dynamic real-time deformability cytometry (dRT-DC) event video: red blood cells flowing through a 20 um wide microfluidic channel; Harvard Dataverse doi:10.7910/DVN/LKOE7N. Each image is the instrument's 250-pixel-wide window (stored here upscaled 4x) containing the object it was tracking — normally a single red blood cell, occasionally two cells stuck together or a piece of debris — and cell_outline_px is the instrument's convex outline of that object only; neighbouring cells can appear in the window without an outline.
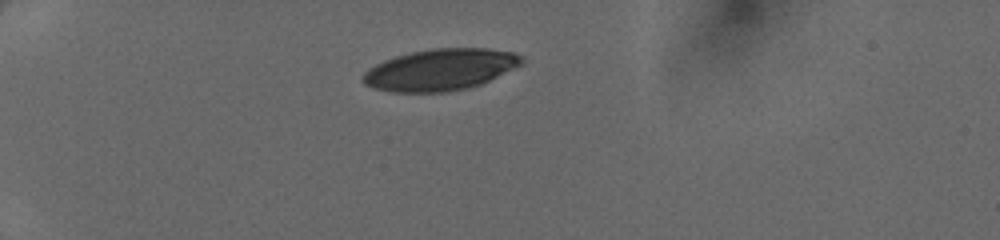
{"species": "human", "species_latin": "Homo sapiens", "temperature_condition": "cold", "stored_images_in_passage": 35, "camera_frame_rate_fps": 3000, "um_per_image_px": 0.085, "donor": {"sex": "female"}, "frame": {"image": 1, "passage_image": 1, "time_ms": 0.0, "image_size_px": [1000, 240], "cell_outline_px": [[524, 64], [480, 84], [468, 88], [448, 92], [392, 92], [376, 88], [364, 84], [360, 80], [360, 76], [368, 68], [384, 60], [396, 56], [412, 52], [432, 48], [488, 48], [512, 52], [520, 56], [524, 60]], "centroid_in_image_um": [37.41, 5.92], "position_along_channel_um": 47.6, "area_um2": 38.49}}
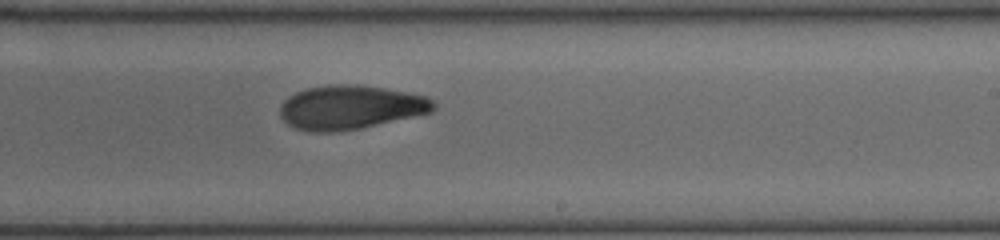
{"frame": {"image": 2, "passage_image": 19, "time_ms": 6.0, "image_size_px": [1000, 240], "cell_outline_px": [[436, 108], [432, 112], [360, 128], [336, 132], [312, 132], [296, 128], [288, 124], [280, 116], [280, 104], [288, 96], [296, 92], [308, 88], [324, 84], [360, 84], [384, 88], [428, 96], [436, 104]], "centroid_in_image_um": [29.77, 9.11], "position_along_channel_um": 259.2, "area_um2": 39.54}}
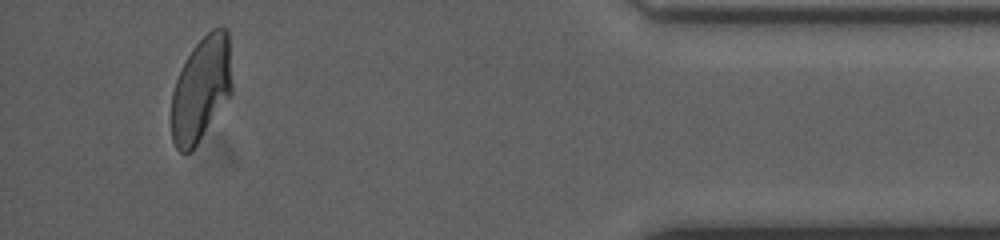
{"frame": {"image": 3, "passage_image": 33, "time_ms": 10.667, "image_size_px": [1000, 240], "cell_outline_px": [[232, 92], [196, 144], [188, 152], [180, 152], [176, 148], [172, 140], [172, 92], [176, 80], [192, 48], [212, 28], [228, 28], [232, 84]], "centroid_in_image_um": [17.1, 7.53], "position_along_channel_um": 418.1, "area_um2": 36.3}}